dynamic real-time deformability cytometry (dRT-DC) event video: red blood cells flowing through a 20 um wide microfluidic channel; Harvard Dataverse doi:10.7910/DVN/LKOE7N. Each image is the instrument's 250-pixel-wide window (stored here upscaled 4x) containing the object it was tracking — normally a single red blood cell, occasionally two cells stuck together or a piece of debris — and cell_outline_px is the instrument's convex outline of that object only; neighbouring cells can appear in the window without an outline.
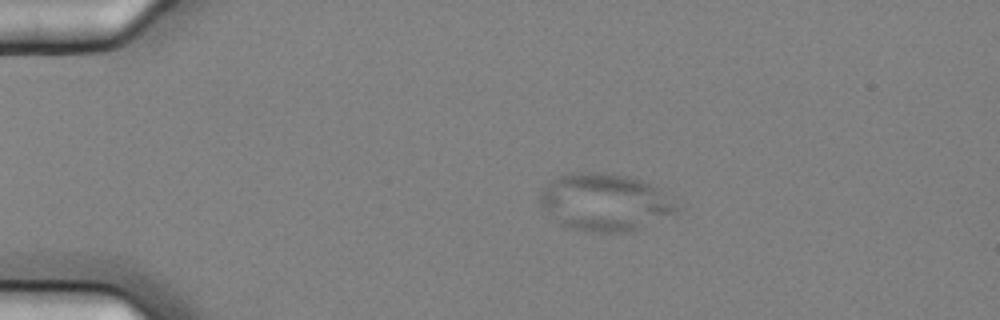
{"species": "common noctule bat (a hibernating species)", "species_latin": "Nyctalus noctula", "temperature_condition": "cold", "stored_images_in_passage": 4, "camera_frame_rate_fps": 3000, "um_per_image_px": 0.085, "animal": {"sex": "female", "body_mass_g": 25.1}, "frame": {"image": 1, "passage_image": 1, "time_ms": 0.0, "image_size_px": [1000, 320], "cell_outline_px": [[676, 212], [636, 232], [592, 232], [572, 228], [560, 224], [544, 208], [540, 200], [540, 192], [552, 180], [560, 176], [572, 172], [604, 172], [628, 176], [652, 184], [660, 188], [676, 204]], "centroid_in_image_um": [51.45, 17.19], "position_along_channel_um": 33.6, "area_um2": 45.55}}
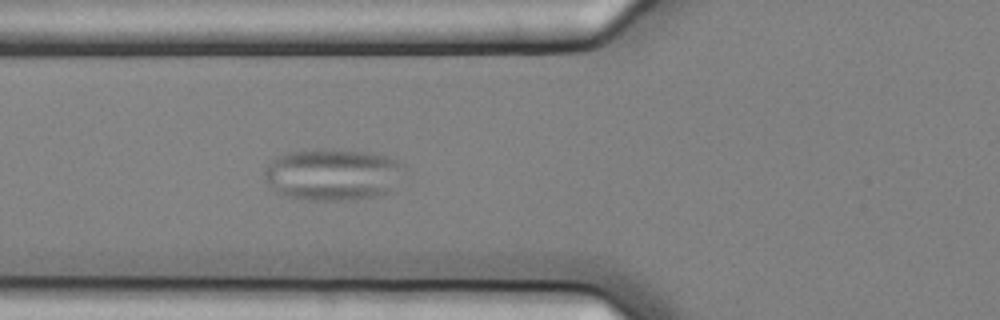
{"frame": {"image": 2, "passage_image": 4, "time_ms": 1.0, "image_size_px": [1000, 320], "cell_outline_px": [[408, 168], [396, 192], [372, 196], [344, 200], [308, 200], [288, 196], [276, 192], [264, 180], [264, 168], [272, 160], [288, 152], [312, 148], [324, 148], [364, 152], [388, 156], [404, 164]], "centroid_in_image_um": [28.36, 14.83], "position_along_channel_um": 97.4, "area_um2": 43.18}}